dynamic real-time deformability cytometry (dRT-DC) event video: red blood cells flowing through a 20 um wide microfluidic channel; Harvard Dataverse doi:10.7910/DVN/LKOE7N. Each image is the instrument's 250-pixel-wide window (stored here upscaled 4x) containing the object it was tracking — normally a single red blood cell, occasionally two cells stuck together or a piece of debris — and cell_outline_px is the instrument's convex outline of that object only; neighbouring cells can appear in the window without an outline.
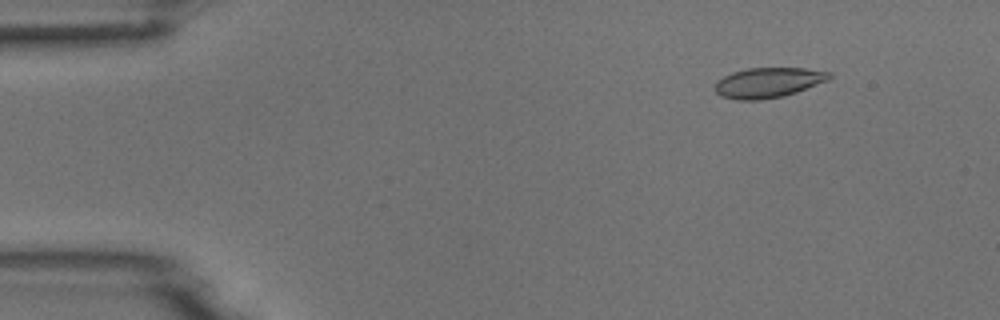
{"species": "common noctule bat (a hibernating species)", "species_latin": "Nyctalus noctula", "temperature_condition": "room temperature", "stored_images_in_passage": 4, "camera_frame_rate_fps": 3000, "um_per_image_px": 0.085, "animal": {"sex": "male", "body_mass_g": 18.8}, "frame": {"image": 1, "passage_image": 1, "time_ms": 0.0, "image_size_px": [1000, 320], "cell_outline_px": [[832, 76], [828, 80], [796, 92], [784, 96], [760, 100], [736, 100], [720, 96], [712, 88], [716, 80], [732, 72], [748, 68], [804, 68], [832, 72]], "centroid_in_image_um": [65.25, 7.02], "position_along_channel_um": 19.7, "area_um2": 20.29}}